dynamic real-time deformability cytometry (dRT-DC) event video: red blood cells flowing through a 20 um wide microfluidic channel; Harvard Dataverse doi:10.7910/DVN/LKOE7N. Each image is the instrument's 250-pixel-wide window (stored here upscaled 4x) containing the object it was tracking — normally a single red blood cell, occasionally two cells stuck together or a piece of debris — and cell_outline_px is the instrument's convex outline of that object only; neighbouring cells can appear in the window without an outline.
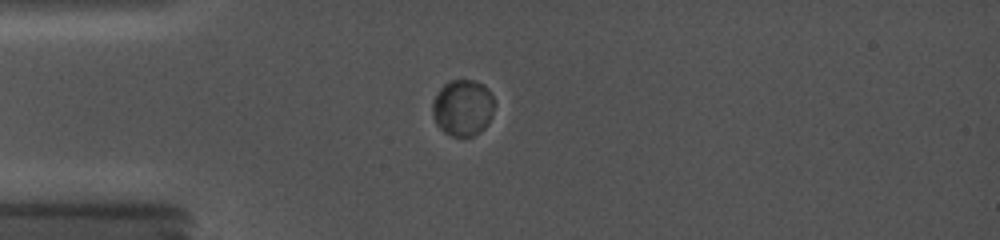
{"species": "common noctule bat (a hibernating species)", "species_latin": "Nyctalus noctula", "temperature_condition": "cold", "stored_images_in_passage": 17, "camera_frame_rate_fps": 5000, "um_per_image_px": 0.085, "animal": {"sex": "female", "body_mass_g": 19.0, "forearm_length_mm": 56.7}, "frame": {"image": 1, "passage_image": 10, "time_ms": 4.6, "image_size_px": [1000, 240], "cell_outline_px": [[496, 104], [492, 116], [488, 124], [480, 132], [472, 136], [452, 136], [444, 132], [436, 124], [432, 116], [432, 104], [440, 88], [444, 84], [452, 80], [472, 80], [484, 84], [488, 88]], "centroid_in_image_um": [39.36, 9.16], "position_along_channel_um": 45.6, "area_um2": 20.58}}
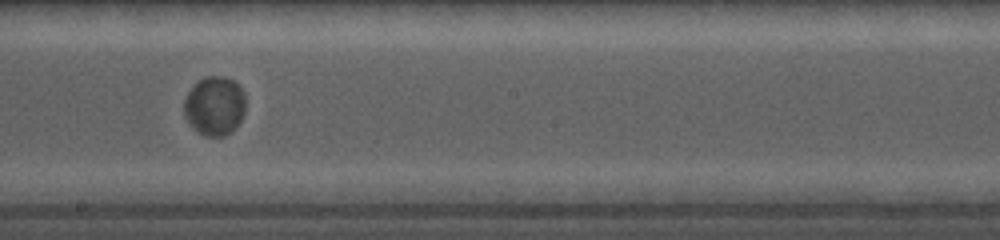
{"frame": {"image": 2, "passage_image": 15, "time_ms": 10.0, "image_size_px": [1000, 240], "cell_outline_px": [[244, 112], [240, 120], [224, 136], [208, 136], [200, 132], [184, 116], [184, 100], [188, 92], [200, 80], [208, 76], [220, 76], [232, 80], [244, 92]], "centroid_in_image_um": [18.23, 8.98], "position_along_channel_um": 230.0, "area_um2": 20.4}}
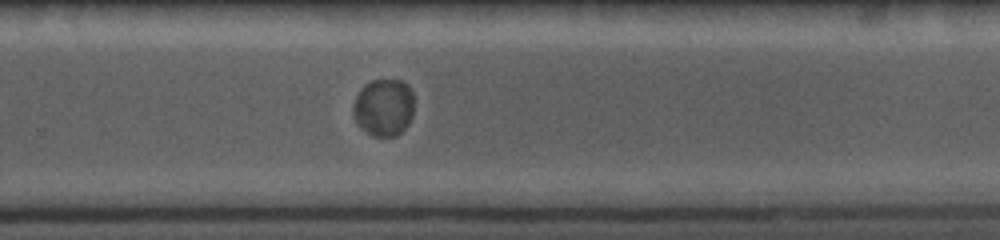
{"frame": {"image": 3, "passage_image": 17, "time_ms": 11.8, "image_size_px": [1000, 240], "cell_outline_px": [[412, 116], [408, 124], [396, 136], [372, 136], [360, 128], [352, 112], [352, 104], [356, 96], [364, 84], [372, 80], [400, 80], [408, 84], [412, 92]], "centroid_in_image_um": [32.59, 9.12], "position_along_channel_um": 297.2, "area_um2": 20.4}}